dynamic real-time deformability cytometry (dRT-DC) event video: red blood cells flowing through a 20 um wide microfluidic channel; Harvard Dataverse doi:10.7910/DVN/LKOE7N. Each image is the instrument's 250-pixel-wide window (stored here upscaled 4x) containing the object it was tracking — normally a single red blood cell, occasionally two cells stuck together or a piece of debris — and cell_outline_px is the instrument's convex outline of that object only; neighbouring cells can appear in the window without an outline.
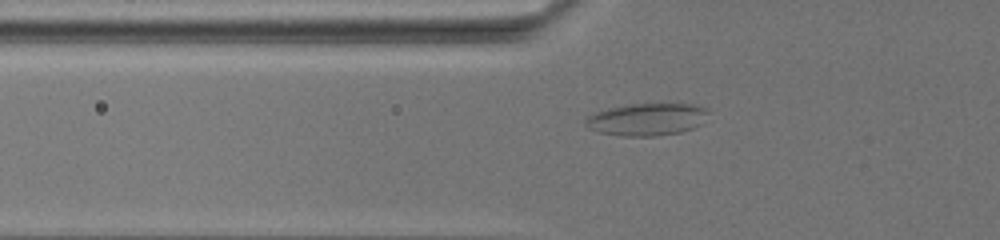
{"species": "common noctule bat (a hibernating species)", "species_latin": "Nyctalus noctula", "temperature_condition": "warm", "stored_images_in_passage": 35, "camera_frame_rate_fps": 3000, "um_per_image_px": 0.085, "animal": {"sex": "female", "body_mass_g": 19.5, "forearm_length_mm": 54.1}, "frame": {"image": 1, "passage_image": 2, "time_ms": 0.333, "image_size_px": [1000, 240], "cell_outline_px": [[708, 112], [700, 124], [692, 128], [680, 132], [656, 136], [620, 136], [596, 132], [588, 128], [584, 124], [584, 120], [592, 112], [608, 108], [628, 104], [692, 104], [708, 108]], "centroid_in_image_um": [54.91, 10.15], "position_along_channel_um": 70.9, "area_um2": 23.29}}
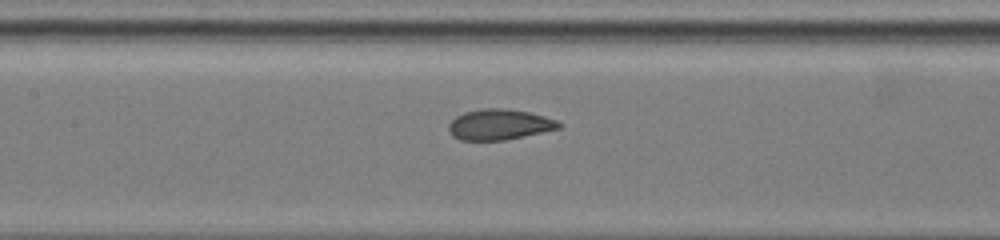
{"frame": {"image": 2, "passage_image": 11, "time_ms": 3.667, "image_size_px": [1000, 240], "cell_outline_px": [[564, 124], [560, 128], [524, 136], [504, 140], [460, 140], [452, 136], [448, 128], [448, 124], [456, 116], [464, 112], [484, 108], [504, 108], [528, 112], [544, 116], [556, 120]], "centroid_in_image_um": [42.44, 10.58], "position_along_channel_um": 165.0, "area_um2": 19.65}}
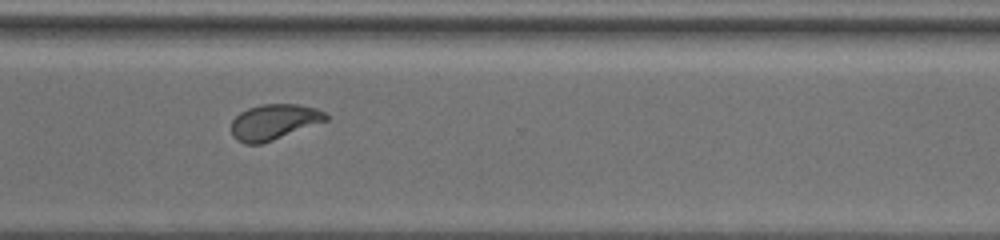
{"frame": {"image": 3, "passage_image": 23, "time_ms": 10.0, "image_size_px": [1000, 240], "cell_outline_px": [[328, 120], [272, 140], [260, 144], [244, 144], [236, 140], [232, 136], [232, 120], [240, 112], [248, 108], [260, 104], [296, 104], [316, 108], [324, 112], [328, 116]], "centroid_in_image_um": [23.26, 10.36], "position_along_channel_um": 347.3, "area_um2": 19.48}}